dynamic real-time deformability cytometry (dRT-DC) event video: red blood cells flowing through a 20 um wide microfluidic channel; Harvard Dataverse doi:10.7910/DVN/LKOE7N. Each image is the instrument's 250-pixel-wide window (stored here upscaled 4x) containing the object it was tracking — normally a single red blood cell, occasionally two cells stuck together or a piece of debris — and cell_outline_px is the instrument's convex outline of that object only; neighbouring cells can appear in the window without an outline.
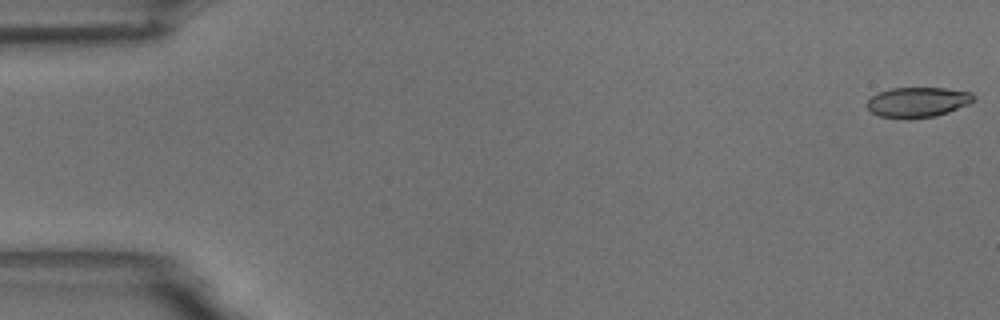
{"species": "common noctule bat (a hibernating species)", "species_latin": "Nyctalus noctula", "temperature_condition": "room temperature", "stored_images_in_passage": 55, "camera_frame_rate_fps": 3000, "um_per_image_px": 0.085, "animal": {"sex": "male", "body_mass_g": 18.8}, "frame": {"image": 1, "passage_image": 1, "time_ms": 0.0, "image_size_px": [1000, 320], "cell_outline_px": [[976, 96], [968, 104], [948, 112], [936, 116], [880, 116], [872, 112], [868, 108], [868, 100], [872, 96], [880, 92], [892, 88], [944, 88], [972, 92]], "centroid_in_image_um": [78.05, 8.64], "position_along_channel_um": 6.9, "area_um2": 17.92}}
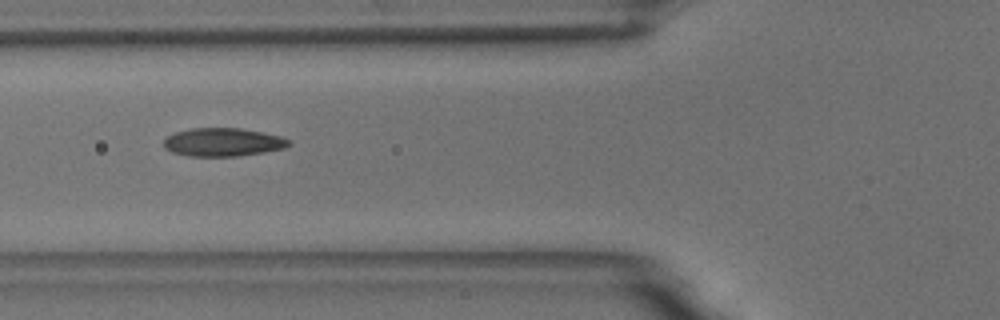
{"frame": {"image": 2, "passage_image": 21, "time_ms": 6.667, "image_size_px": [1000, 320], "cell_outline_px": [[292, 144], [284, 148], [264, 152], [236, 156], [188, 156], [172, 152], [164, 148], [164, 140], [168, 136], [176, 132], [192, 128], [240, 128], [280, 136], [292, 140]], "centroid_in_image_um": [18.96, 12.09], "position_along_channel_um": 106.8, "area_um2": 20.58}}
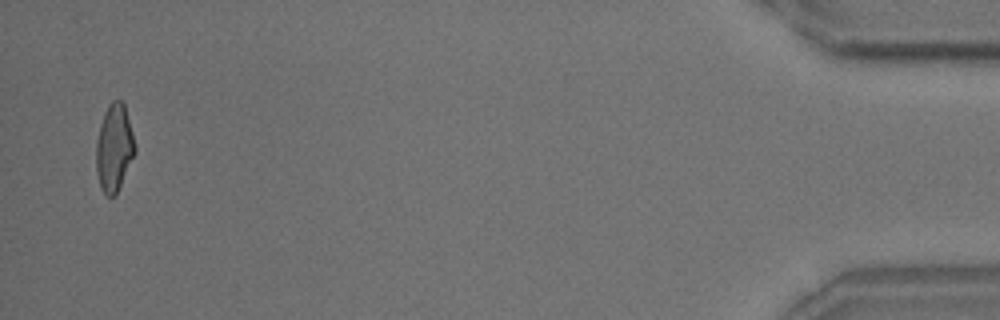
{"frame": {"image": 3, "passage_image": 54, "time_ms": 17.667, "image_size_px": [1000, 320], "cell_outline_px": [[136, 152], [116, 192], [112, 196], [104, 196], [100, 188], [96, 172], [96, 140], [100, 124], [104, 112], [108, 104], [112, 100], [120, 100], [124, 104], [132, 132], [136, 148]], "centroid_in_image_um": [9.68, 12.56], "position_along_channel_um": 425.5, "area_um2": 19.65}, "authors_computed_cell_mechanics": {"area_um2": 19.941, "velocity_mm_per_s": 3.6734, "shape_relaxation_time_tau1_ms": 4.5195, "shape_relaxation_time_tau2_ms": 1.4117, "deformation_change_tau1": 0.1839, "deformation_change_tau2": 0.0829}}